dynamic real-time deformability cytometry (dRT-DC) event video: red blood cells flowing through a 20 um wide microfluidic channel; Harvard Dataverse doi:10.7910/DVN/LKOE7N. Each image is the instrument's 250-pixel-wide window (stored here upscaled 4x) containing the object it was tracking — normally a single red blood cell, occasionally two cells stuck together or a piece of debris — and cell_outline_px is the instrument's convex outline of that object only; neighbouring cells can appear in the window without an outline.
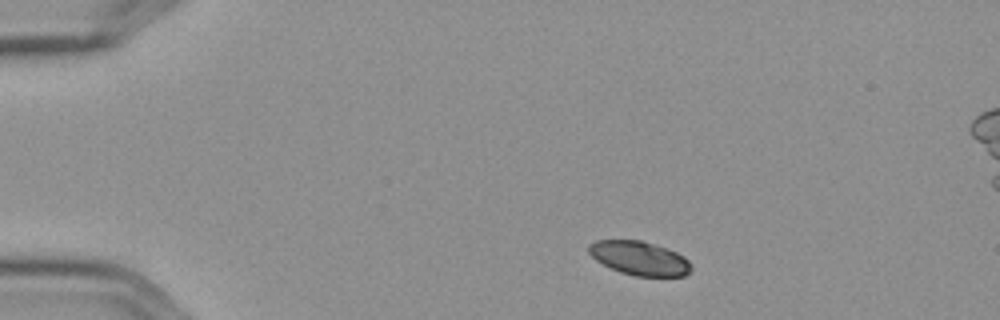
{"species": "Egyptian fruit bat (a non-hibernating species)", "species_latin": "Rousettus aegyptiacus", "temperature_condition": "cold", "stored_images_in_passage": 4, "camera_frame_rate_fps": 3000, "um_per_image_px": 0.085, "frame": {"image": 1, "passage_image": 1, "time_ms": 0.0, "image_size_px": [1000, 320], "cell_outline_px": [[692, 272], [684, 276], [632, 276], [620, 272], [596, 260], [588, 252], [588, 244], [596, 240], [640, 240], [676, 252], [684, 256], [692, 264]], "centroid_in_image_um": [54.37, 21.96], "position_along_channel_um": 30.6, "area_um2": 20.23}}